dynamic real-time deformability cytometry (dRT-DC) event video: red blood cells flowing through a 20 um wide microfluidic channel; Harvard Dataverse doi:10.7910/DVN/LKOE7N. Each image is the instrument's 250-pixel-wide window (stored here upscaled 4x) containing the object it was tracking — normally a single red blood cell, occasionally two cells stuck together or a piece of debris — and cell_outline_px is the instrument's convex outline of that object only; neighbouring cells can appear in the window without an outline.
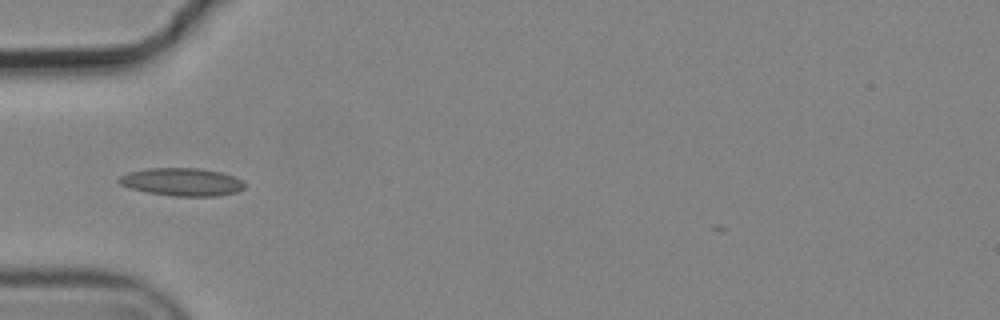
{"species": "common noctule bat (a hibernating species)", "species_latin": "Nyctalus noctula", "temperature_condition": "cold", "stored_images_in_passage": 7, "camera_frame_rate_fps": 3000, "um_per_image_px": 0.085, "animal": {"sex": "male", "body_mass_g": 19.2, "forearm_length_mm": 51.8}, "frame": {"image": 1, "passage_image": 5, "time_ms": 1.333, "image_size_px": [1000, 320], "cell_outline_px": [[244, 188], [236, 192], [216, 196], [172, 196], [148, 192], [132, 188], [120, 184], [116, 180], [120, 176], [128, 172], [148, 168], [200, 168], [220, 172], [244, 180]], "centroid_in_image_um": [15.47, 15.46], "position_along_channel_um": 69.5, "area_um2": 20.35}}
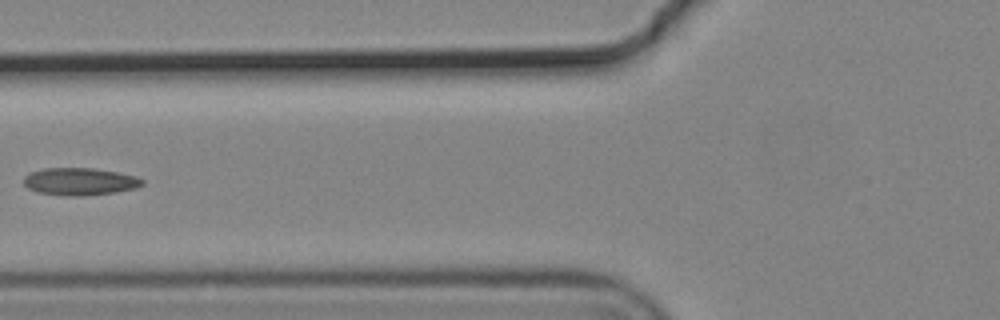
{"frame": {"image": 2, "passage_image": 6, "time_ms": 1.667, "image_size_px": [1000, 320], "cell_outline_px": [[144, 184], [136, 188], [116, 192], [80, 196], [68, 196], [36, 192], [28, 188], [24, 184], [24, 176], [28, 172], [44, 168], [92, 168], [116, 172], [136, 176], [144, 180]], "centroid_in_image_um": [6.76, 15.43], "position_along_channel_um": 119.0, "area_um2": 19.02}}
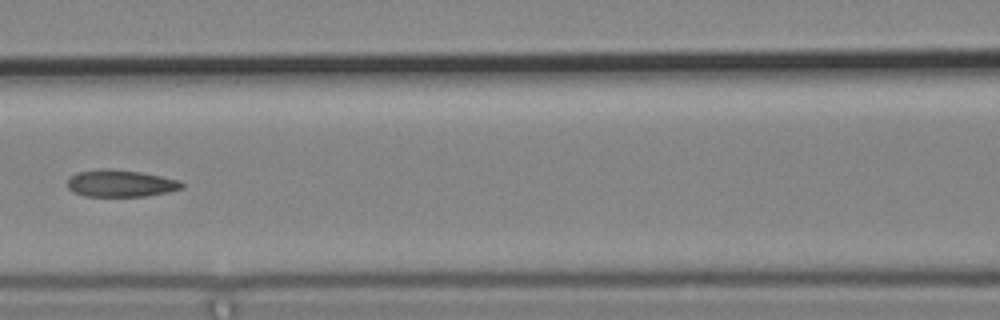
{"frame": {"image": 3, "passage_image": 7, "time_ms": 2.0, "image_size_px": [1000, 320], "cell_outline_px": [[184, 188], [168, 192], [148, 196], [84, 196], [72, 192], [68, 188], [68, 176], [76, 172], [100, 168], [108, 168], [140, 172], [180, 180], [184, 184]], "centroid_in_image_um": [10.23, 15.58], "position_along_channel_um": 156.4, "area_um2": 18.26}}